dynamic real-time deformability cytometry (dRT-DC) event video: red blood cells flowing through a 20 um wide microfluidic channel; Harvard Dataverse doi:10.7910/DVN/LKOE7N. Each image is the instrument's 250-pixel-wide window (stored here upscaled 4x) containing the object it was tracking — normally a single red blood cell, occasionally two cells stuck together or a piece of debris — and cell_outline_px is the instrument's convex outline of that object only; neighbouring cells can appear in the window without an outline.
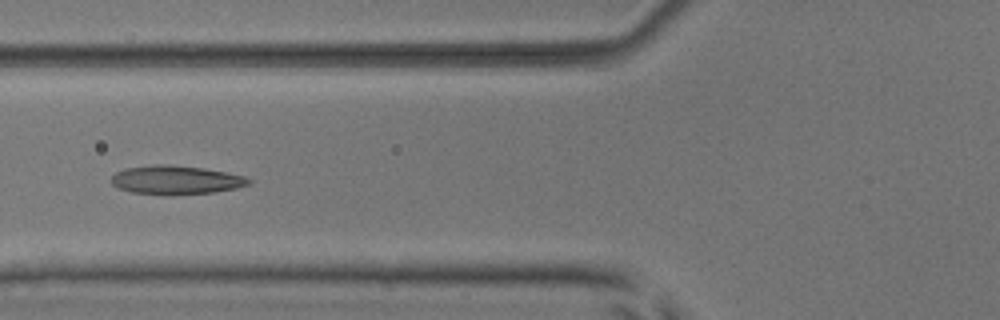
{"species": "common noctule bat (a hibernating species)", "species_latin": "Nyctalus noctula", "temperature_condition": "room temperature", "stored_images_in_passage": 5, "camera_frame_rate_fps": 3000, "um_per_image_px": 0.085, "animal": {"sex": "male", "body_mass_g": 17.9, "forearm_length_mm": 54.2}, "frame": {"image": 1, "passage_image": 5, "time_ms": 4.667, "image_size_px": [1000, 320], "cell_outline_px": [[252, 184], [236, 188], [212, 192], [168, 196], [132, 192], [120, 188], [112, 184], [112, 176], [116, 172], [124, 168], [156, 164], [164, 164], [204, 168], [244, 176], [252, 180]], "centroid_in_image_um": [14.96, 15.3], "position_along_channel_um": 110.8, "area_um2": 23.12}}